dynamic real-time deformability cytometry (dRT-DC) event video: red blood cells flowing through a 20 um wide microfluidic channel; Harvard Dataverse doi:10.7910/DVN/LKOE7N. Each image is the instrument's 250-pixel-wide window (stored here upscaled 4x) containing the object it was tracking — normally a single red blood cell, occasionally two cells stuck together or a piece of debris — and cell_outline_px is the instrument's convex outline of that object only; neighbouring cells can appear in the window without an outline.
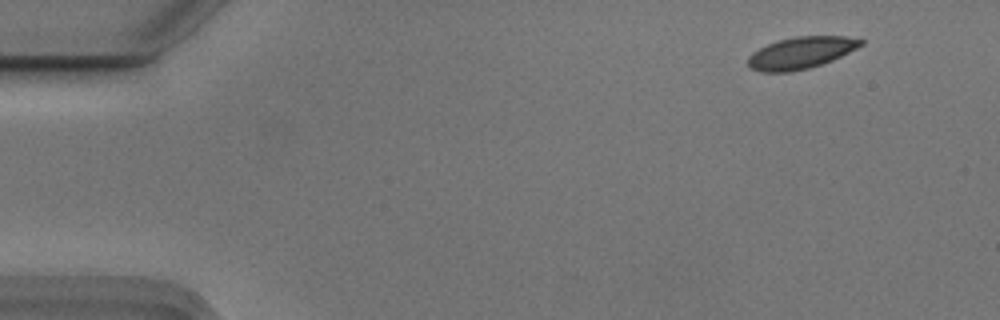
{"species": "Egyptian fruit bat (a non-hibernating species)", "species_latin": "Rousettus aegyptiacus", "temperature_condition": "cold", "stored_images_in_passage": 51, "camera_frame_rate_fps": 3000, "um_per_image_px": 0.085, "animal": {"sex": "male"}, "frame": {"image": 1, "passage_image": 1, "time_ms": 0.0, "image_size_px": [1000, 320], "cell_outline_px": [[864, 44], [832, 60], [808, 68], [788, 72], [760, 72], [752, 68], [748, 64], [748, 56], [752, 52], [768, 44], [780, 40], [796, 36], [844, 36], [864, 40]], "centroid_in_image_um": [68.06, 4.49], "position_along_channel_um": 16.9, "area_um2": 20.63}}
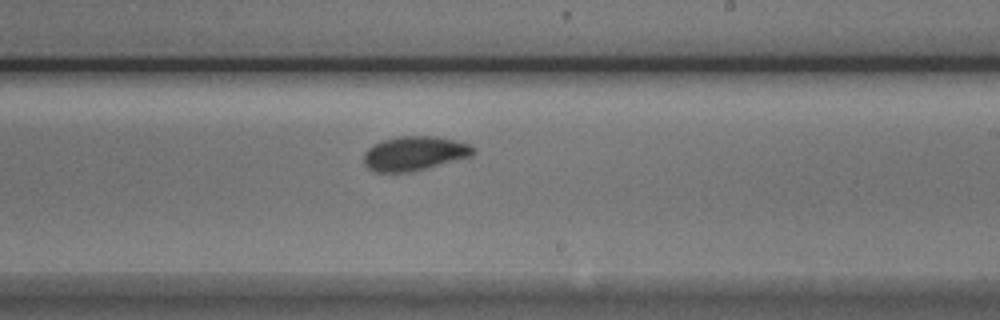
{"frame": {"image": 2, "passage_image": 29, "time_ms": 9.333, "image_size_px": [1000, 320], "cell_outline_px": [[476, 152], [472, 156], [412, 172], [376, 172], [368, 168], [364, 164], [364, 152], [372, 144], [380, 140], [400, 136], [436, 136], [456, 140], [468, 144], [476, 148]], "centroid_in_image_um": [35.23, 13.03], "position_along_channel_um": 253.8, "area_um2": 22.14}}
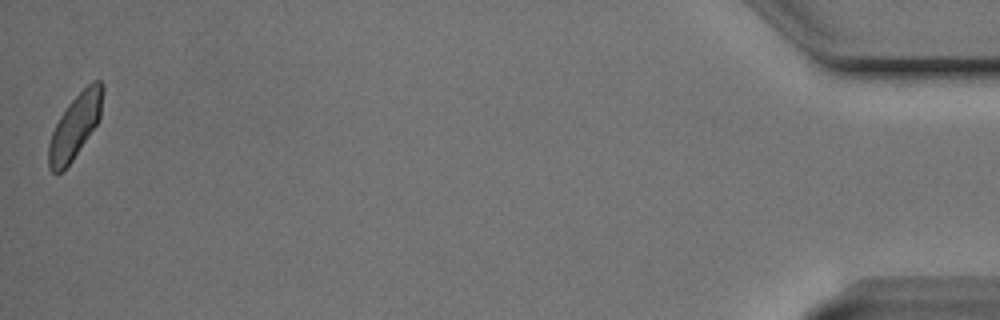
{"frame": {"image": 3, "passage_image": 51, "time_ms": 16.667, "image_size_px": [1000, 320], "cell_outline_px": [[104, 88], [100, 120], [72, 160], [60, 172], [52, 172], [48, 168], [48, 144], [52, 132], [60, 116], [68, 104], [92, 80], [100, 80], [104, 84]], "centroid_in_image_um": [6.4, 10.69], "position_along_channel_um": 428.8, "area_um2": 20.11}, "authors_computed_cell_mechanics": {"area_um2": 21.4438, "velocity_mm_per_s": 3.6894, "shape_relaxation_time_tau1_ms": 5.1816, "shape_relaxation_time_tau2_ms": 0.9603, "deformation_change_tau1": 0.1486, "deformation_change_tau2": 0.0347}}